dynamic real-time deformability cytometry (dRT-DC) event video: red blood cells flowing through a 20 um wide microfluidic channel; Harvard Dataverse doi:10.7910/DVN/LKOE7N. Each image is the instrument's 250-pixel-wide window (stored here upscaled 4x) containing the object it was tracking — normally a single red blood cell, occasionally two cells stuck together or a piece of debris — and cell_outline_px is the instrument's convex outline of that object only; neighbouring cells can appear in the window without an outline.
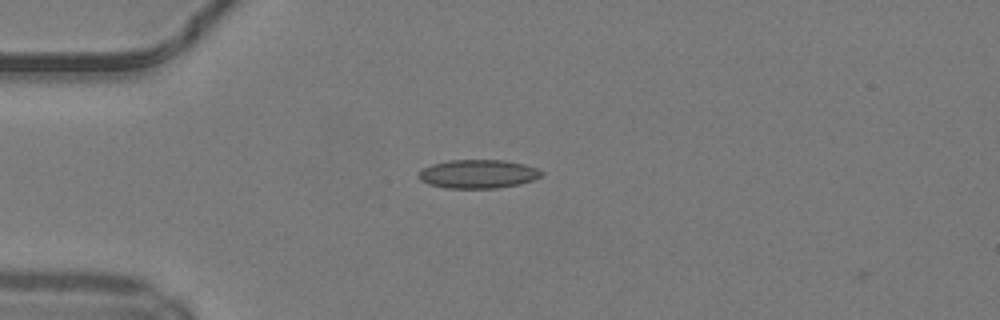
{"species": "common noctule bat (a hibernating species)", "species_latin": "Nyctalus noctula", "temperature_condition": "warm", "stored_images_in_passage": 38, "camera_frame_rate_fps": 3000, "um_per_image_px": 0.085, "animal": {"sex": "male", "body_mass_g": 19.2, "forearm_length_mm": 51.8}, "frame": {"image": 1, "passage_image": 2, "time_ms": 0.333, "image_size_px": [1000, 320], "cell_outline_px": [[544, 172], [540, 176], [532, 180], [520, 184], [496, 188], [448, 188], [428, 184], [420, 180], [416, 176], [416, 172], [420, 168], [432, 164], [448, 160], [504, 160], [524, 164], [536, 168]], "centroid_in_image_um": [40.56, 14.78], "position_along_channel_um": 44.4, "area_um2": 20.69}}
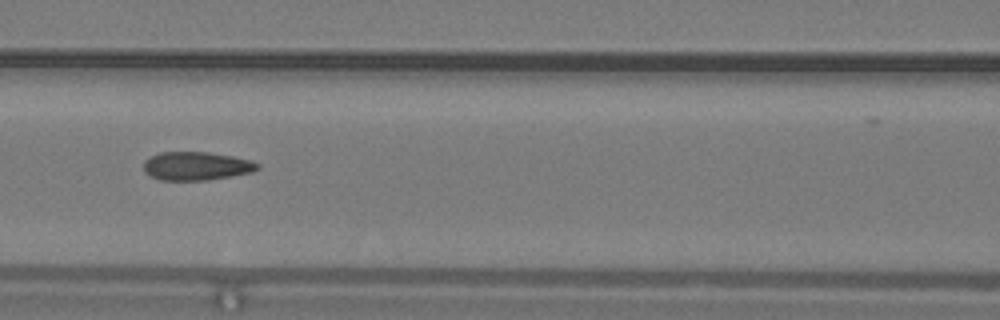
{"frame": {"image": 2, "passage_image": 11, "time_ms": 3.333, "image_size_px": [1000, 320], "cell_outline_px": [[260, 168], [252, 172], [232, 176], [208, 180], [160, 180], [144, 172], [144, 160], [160, 152], [208, 152], [232, 156], [252, 160], [260, 164]], "centroid_in_image_um": [16.72, 14.11], "position_along_channel_um": 149.9, "area_um2": 18.96}}
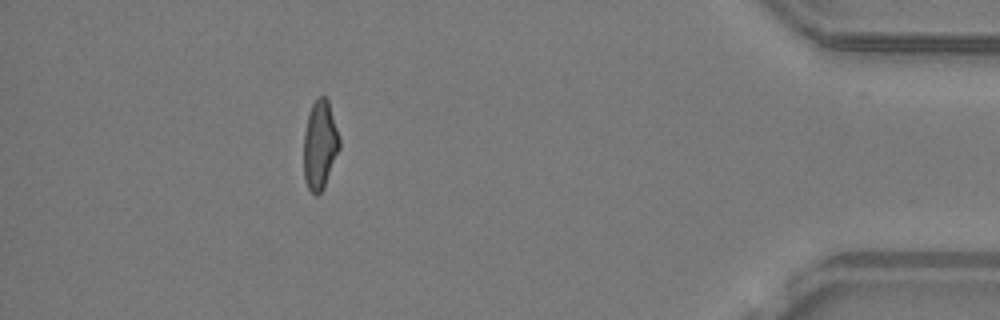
{"frame": {"image": 3, "passage_image": 33, "time_ms": 10.667, "image_size_px": [1000, 320], "cell_outline_px": [[340, 148], [324, 188], [316, 196], [308, 188], [304, 180], [304, 132], [308, 116], [312, 104], [320, 96], [324, 96], [328, 100], [340, 140]], "centroid_in_image_um": [27.19, 12.35], "position_along_channel_um": 408.0, "area_um2": 18.38}, "authors_computed_cell_mechanics": {"area_um2": 18.9295, "velocity_mm_per_s": 4.258, "shape_relaxation_time_tau1_ms": null, "shape_relaxation_time_tau2_ms": 1.8146, "deformation_change_tau1": null, "deformation_change_tau2": 0.0762}}